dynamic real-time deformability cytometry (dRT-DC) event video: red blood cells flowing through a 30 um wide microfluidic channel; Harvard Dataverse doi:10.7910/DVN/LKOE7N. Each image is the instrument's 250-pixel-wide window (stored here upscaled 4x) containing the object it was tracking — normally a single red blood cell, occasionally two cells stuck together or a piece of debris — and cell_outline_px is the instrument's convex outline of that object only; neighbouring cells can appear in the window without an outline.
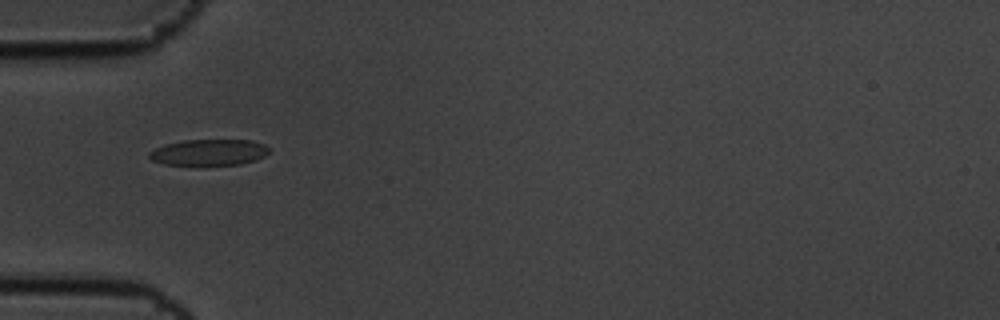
{"species": "common noctule bat (a hibernating species)", "species_latin": "Nyctalus noctula", "temperature_condition": "cold", "stored_images_in_passage": 4, "camera_frame_rate_fps": 3000, "um_per_image_px": 0.085, "animal": {"sex": "male", "body_mass_g": 19.5, "forearm_length_mm": 54.6}, "frame": {"image": 1, "passage_image": 1, "time_ms": 0.0, "image_size_px": [1000, 320], "cell_outline_px": [[272, 148], [264, 156], [256, 160], [240, 164], [164, 164], [152, 160], [148, 156], [148, 152], [164, 144], [184, 140], [252, 140], [264, 144]], "centroid_in_image_um": [17.78, 12.93], "position_along_channel_um": 67.2, "area_um2": 18.15}}
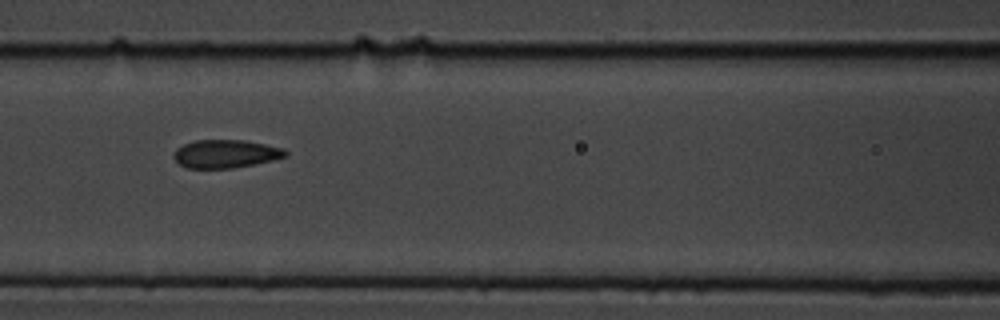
{"frame": {"image": 2, "passage_image": 3, "time_ms": 0.667, "image_size_px": [1000, 320], "cell_outline_px": [[288, 156], [256, 164], [232, 168], [188, 168], [180, 164], [172, 156], [176, 148], [184, 144], [196, 140], [244, 140], [284, 148], [288, 152]], "centroid_in_image_um": [19.19, 13.07], "position_along_channel_um": 147.4, "area_um2": 18.38}}
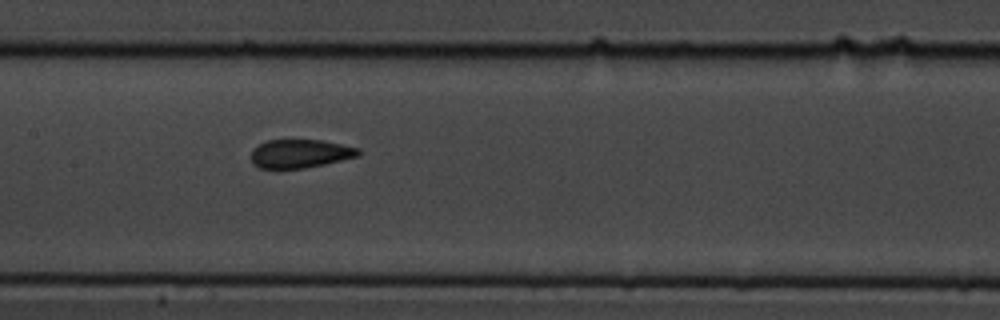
{"frame": {"image": 3, "passage_image": 4, "time_ms": 1.0, "image_size_px": [1000, 320], "cell_outline_px": [[360, 156], [324, 164], [304, 168], [260, 168], [252, 164], [252, 148], [268, 140], [320, 140], [360, 148]], "centroid_in_image_um": [25.52, 13.06], "position_along_channel_um": 181.9, "area_um2": 17.74}}